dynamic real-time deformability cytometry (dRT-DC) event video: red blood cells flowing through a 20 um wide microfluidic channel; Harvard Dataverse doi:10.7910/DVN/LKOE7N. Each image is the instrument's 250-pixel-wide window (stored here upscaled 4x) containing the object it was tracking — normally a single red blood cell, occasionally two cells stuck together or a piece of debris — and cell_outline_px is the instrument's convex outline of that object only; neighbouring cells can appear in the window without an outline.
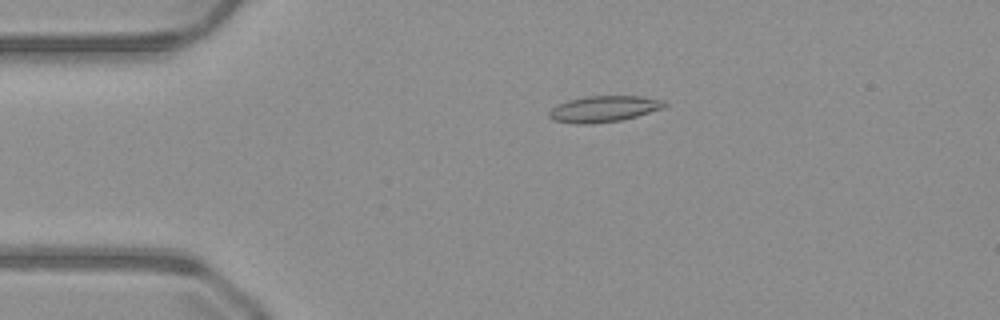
{"species": "common noctule bat (a hibernating species)", "species_latin": "Nyctalus noctula", "temperature_condition": "warm", "stored_images_in_passage": 48, "camera_frame_rate_fps": 3000, "um_per_image_px": 0.085, "animal": {"sex": "male", "body_mass_g": 23.1, "forearm_length_mm": 52.7}, "frame": {"image": 1, "passage_image": 8, "time_ms": 2.333, "image_size_px": [1000, 320], "cell_outline_px": [[668, 104], [664, 108], [636, 116], [620, 120], [592, 124], [576, 124], [552, 120], [548, 116], [548, 112], [556, 104], [568, 100], [588, 96], [640, 96], [664, 100]], "centroid_in_image_um": [51.3, 9.26], "position_along_channel_um": 33.7, "area_um2": 17.69}}
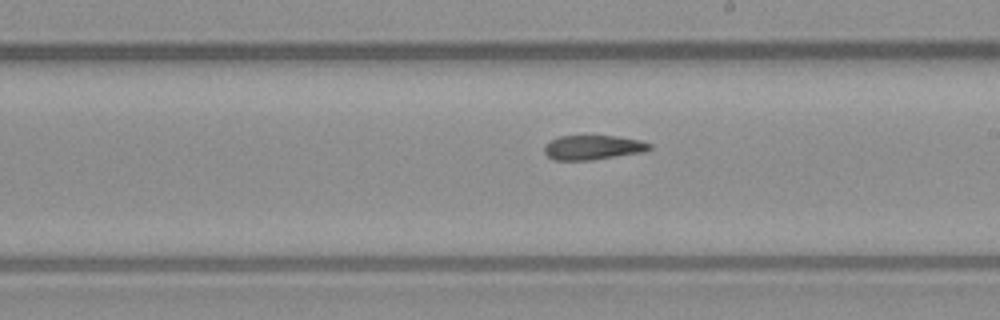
{"frame": {"image": 2, "passage_image": 26, "time_ms": 8.333, "image_size_px": [1000, 320], "cell_outline_px": [[652, 148], [644, 152], [592, 160], [556, 160], [548, 156], [544, 152], [544, 144], [560, 136], [620, 136], [640, 140], [652, 144]], "centroid_in_image_um": [50.43, 12.53], "position_along_channel_um": 238.6, "area_um2": 15.09}}
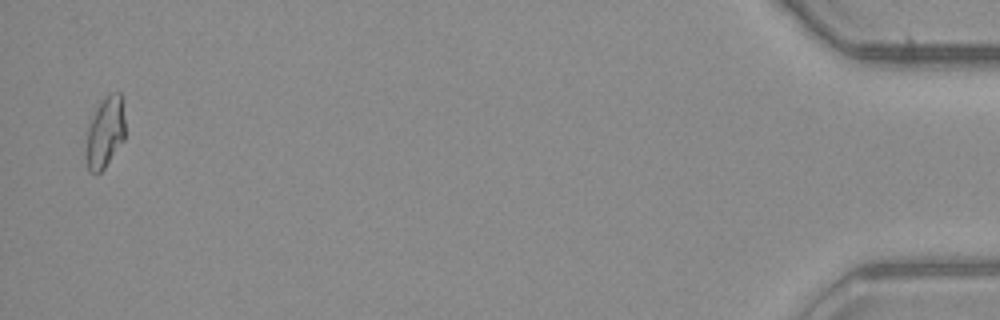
{"frame": {"image": 3, "passage_image": 47, "time_ms": 15.333, "image_size_px": [1000, 320], "cell_outline_px": [[124, 140], [104, 168], [100, 172], [88, 172], [84, 156], [88, 128], [96, 108], [104, 96], [112, 92], [120, 92], [124, 120]], "centroid_in_image_um": [8.9, 11.28], "position_along_channel_um": 426.3, "area_um2": 16.18}, "authors_computed_cell_mechanics": {"area_um2": 16.2418, "velocity_mm_per_s": 4.0852, "shape_relaxation_time_tau1_ms": null, "shape_relaxation_time_tau2_ms": 7.6268, "deformation_change_tau1": null, "deformation_change_tau2": 0.1933}}